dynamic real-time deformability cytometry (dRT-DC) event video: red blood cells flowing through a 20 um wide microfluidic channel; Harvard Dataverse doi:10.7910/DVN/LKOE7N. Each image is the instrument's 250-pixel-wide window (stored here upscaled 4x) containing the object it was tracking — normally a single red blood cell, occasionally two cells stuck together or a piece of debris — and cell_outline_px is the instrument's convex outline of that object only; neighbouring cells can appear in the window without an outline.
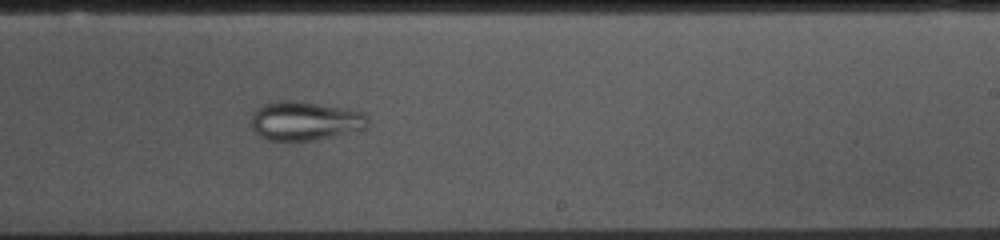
{"species": "common noctule bat (a hibernating species)", "species_latin": "Nyctalus noctula", "temperature_condition": "cold", "stored_images_in_passage": 53, "camera_frame_rate_fps": 3000, "um_per_image_px": 0.085, "animal": {"sex": "female", "body_mass_g": 10.0, "forearm_length_mm": 53.1}, "frame": {"image": 1, "passage_image": 31, "time_ms": 10.0, "image_size_px": [1000, 240], "cell_outline_px": [[368, 128], [336, 136], [312, 140], [268, 140], [260, 136], [252, 128], [252, 112], [256, 108], [264, 104], [276, 100], [296, 100], [348, 108], [364, 112], [368, 116]], "centroid_in_image_um": [25.96, 10.25], "position_along_channel_um": 263.0, "area_um2": 26.88}}
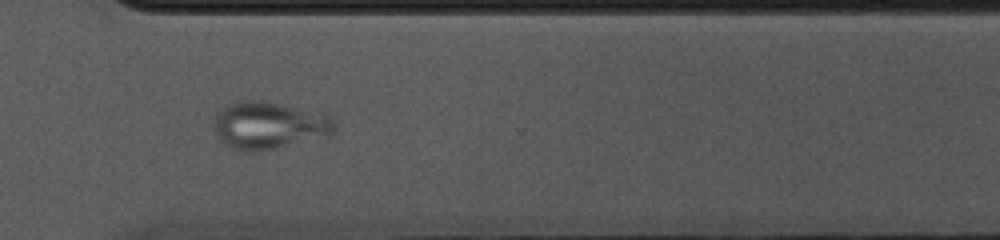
{"frame": {"image": 2, "passage_image": 38, "time_ms": 12.333, "image_size_px": [1000, 240], "cell_outline_px": [[336, 128], [328, 136], [272, 148], [236, 148], [220, 140], [212, 124], [216, 112], [228, 104], [244, 100], [260, 100], [324, 112], [332, 116], [336, 124]], "centroid_in_image_um": [22.92, 10.58], "position_along_channel_um": 347.7, "area_um2": 32.66}}
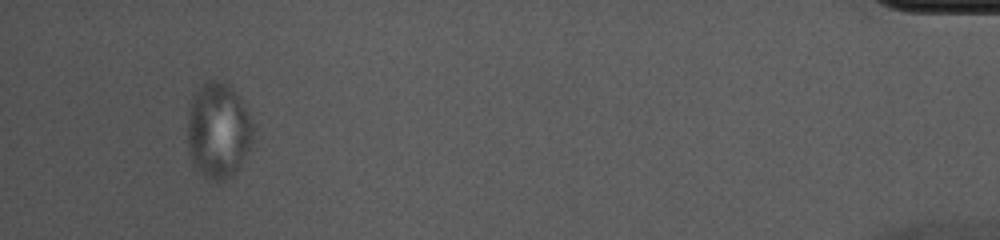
{"frame": {"image": 3, "passage_image": 50, "time_ms": 16.333, "image_size_px": [1000, 240], "cell_outline_px": [[252, 148], [240, 164], [228, 176], [216, 184], [208, 180], [196, 168], [188, 152], [188, 104], [192, 96], [204, 80], [224, 80], [240, 96], [248, 112], [252, 124]], "centroid_in_image_um": [18.53, 11.05], "position_along_channel_um": 416.7, "area_um2": 37.05}}